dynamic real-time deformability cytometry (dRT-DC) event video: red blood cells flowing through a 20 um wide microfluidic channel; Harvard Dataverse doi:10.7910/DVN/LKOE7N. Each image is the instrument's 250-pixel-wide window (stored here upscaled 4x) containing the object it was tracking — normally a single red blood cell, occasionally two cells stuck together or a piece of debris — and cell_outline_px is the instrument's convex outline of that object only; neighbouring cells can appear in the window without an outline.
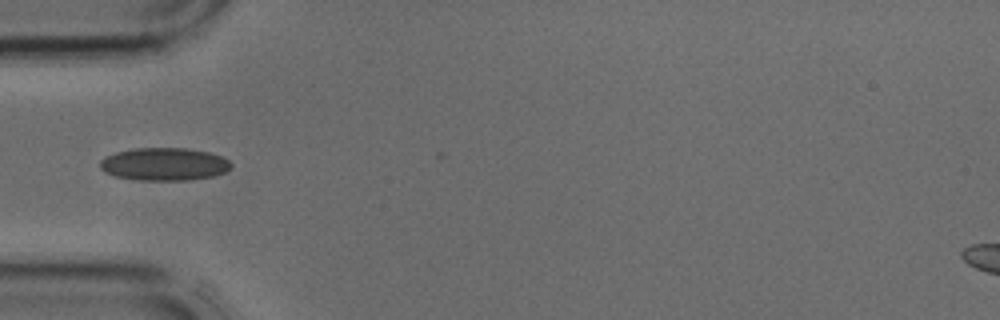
{"species": "common noctule bat (a hibernating species)", "species_latin": "Nyctalus noctula", "temperature_condition": "cold", "stored_images_in_passage": 4, "camera_frame_rate_fps": 3000, "um_per_image_px": 0.085, "animal": {"sex": "male", "body_mass_g": 17.9, "forearm_length_mm": 54.2}, "frame": {"image": 1, "passage_image": 4, "time_ms": 1.0, "image_size_px": [1000, 320], "cell_outline_px": [[232, 168], [224, 172], [212, 176], [192, 180], [140, 180], [116, 176], [104, 172], [100, 168], [100, 160], [104, 156], [116, 152], [136, 148], [184, 148], [208, 152], [220, 156], [228, 160], [232, 164]], "centroid_in_image_um": [13.95, 13.95], "position_along_channel_um": 71.1, "area_um2": 25.03}}